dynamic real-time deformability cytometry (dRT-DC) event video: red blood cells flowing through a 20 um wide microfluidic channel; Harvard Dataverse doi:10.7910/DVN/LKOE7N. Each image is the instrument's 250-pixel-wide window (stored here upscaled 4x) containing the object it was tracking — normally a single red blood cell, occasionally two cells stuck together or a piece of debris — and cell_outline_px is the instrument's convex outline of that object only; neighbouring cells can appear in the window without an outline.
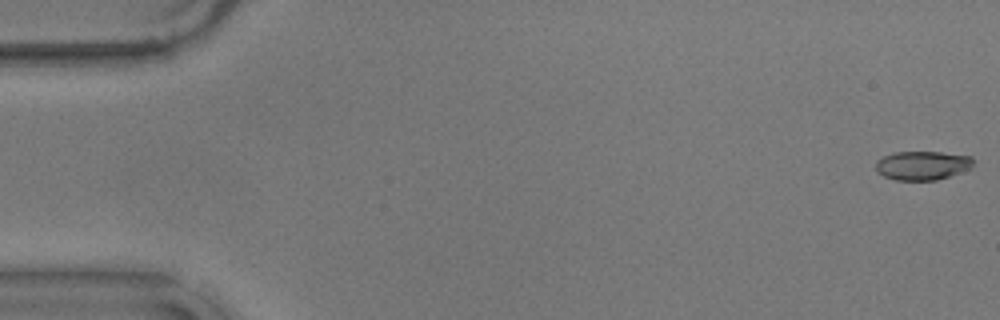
{"species": "common noctule bat (a hibernating species)", "species_latin": "Nyctalus noctula", "temperature_condition": "warm", "stored_images_in_passage": 57, "camera_frame_rate_fps": 3000, "um_per_image_px": 0.085, "animal": {"sex": "male", "body_mass_g": 17.9}, "frame": {"image": 1, "passage_image": 1, "time_ms": 0.0, "image_size_px": [1000, 320], "cell_outline_px": [[972, 168], [936, 180], [896, 180], [884, 176], [876, 172], [876, 160], [892, 152], [940, 152], [972, 156]], "centroid_in_image_um": [78.37, 14.06], "position_along_channel_um": 6.6, "area_um2": 16.42}}
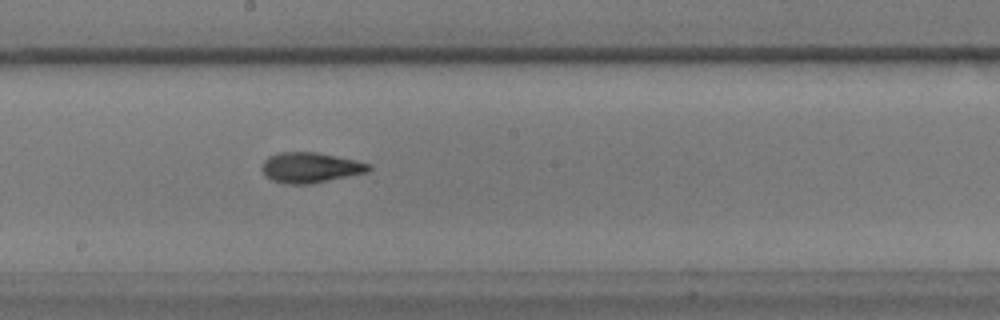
{"frame": {"image": 2, "passage_image": 31, "time_ms": 10.0, "image_size_px": [1000, 320], "cell_outline_px": [[372, 168], [368, 172], [308, 184], [288, 184], [272, 180], [264, 176], [264, 160], [268, 156], [276, 152], [316, 152], [356, 160], [372, 164]], "centroid_in_image_um": [26.4, 14.23], "position_along_channel_um": 221.8, "area_um2": 18.79}}
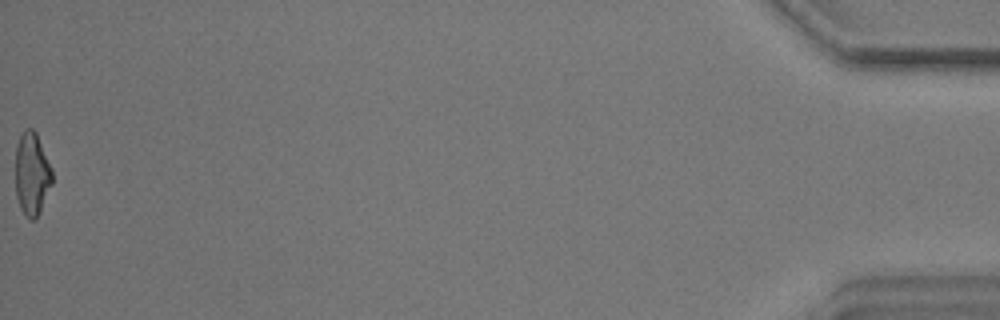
{"frame": {"image": 3, "passage_image": 57, "time_ms": 18.667, "image_size_px": [1000, 320], "cell_outline_px": [[52, 184], [40, 212], [36, 220], [28, 220], [20, 208], [16, 196], [16, 144], [24, 128], [32, 128], [36, 132], [52, 168]], "centroid_in_image_um": [2.71, 14.8], "position_along_channel_um": 432.5, "area_um2": 17.98}, "authors_computed_cell_mechanics": {"area_um2": 17.918, "velocity_mm_per_s": 3.5878, "shape_relaxation_time_tau1_ms": 4.4379, "shape_relaxation_time_tau2_ms": 2.2218, "deformation_change_tau1": 0.1743, "deformation_change_tau2": 0.0929}}